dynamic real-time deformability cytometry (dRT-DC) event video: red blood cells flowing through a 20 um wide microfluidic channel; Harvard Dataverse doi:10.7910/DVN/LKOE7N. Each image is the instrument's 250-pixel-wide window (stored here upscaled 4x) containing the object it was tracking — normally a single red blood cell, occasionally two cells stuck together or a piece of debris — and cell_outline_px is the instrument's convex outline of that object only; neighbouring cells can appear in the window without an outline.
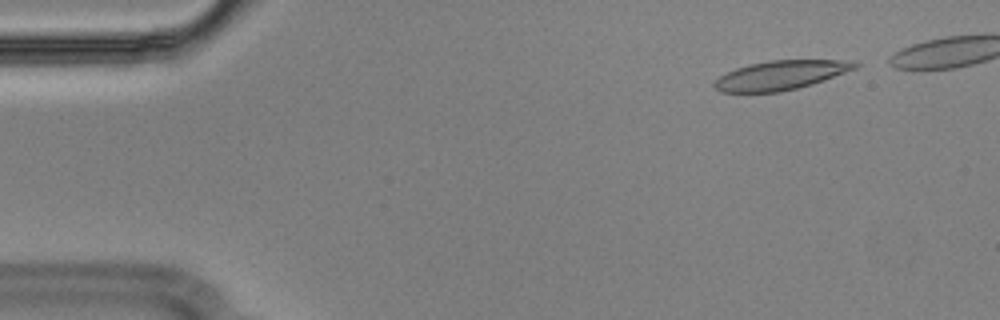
{"species": "Egyptian fruit bat (a non-hibernating species)", "species_latin": "Rousettus aegyptiacus", "temperature_condition": "cold", "stored_images_in_passage": 8, "camera_frame_rate_fps": 3000, "um_per_image_px": 0.085, "animal": {"sex": "male"}, "frame": {"image": 1, "passage_image": 1, "time_ms": 0.0, "image_size_px": [1000, 320], "cell_outline_px": [[860, 64], [856, 68], [824, 80], [812, 84], [780, 92], [720, 92], [712, 88], [712, 84], [720, 76], [736, 68], [748, 64], [768, 60], [856, 60]], "centroid_in_image_um": [66.35, 6.38], "position_along_channel_um": 18.6, "area_um2": 23.99}}